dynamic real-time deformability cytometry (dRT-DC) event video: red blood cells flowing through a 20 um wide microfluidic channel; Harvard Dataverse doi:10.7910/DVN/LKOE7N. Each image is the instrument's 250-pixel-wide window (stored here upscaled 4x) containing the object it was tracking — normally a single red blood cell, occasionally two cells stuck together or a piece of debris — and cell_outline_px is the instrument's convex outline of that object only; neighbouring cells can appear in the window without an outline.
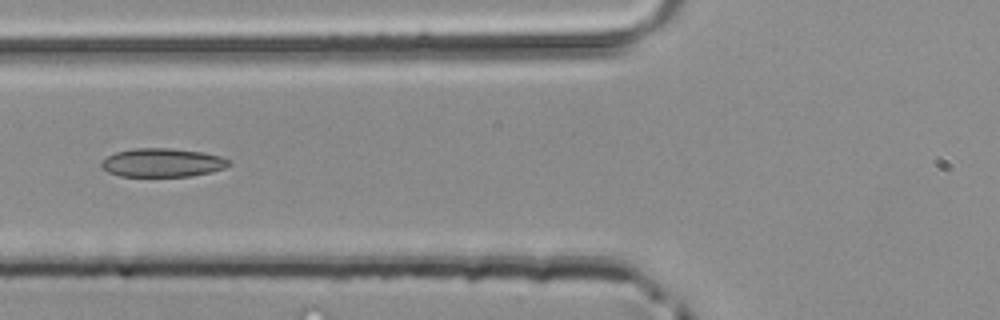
{"species": "common noctule bat (a hibernating species)", "species_latin": "Nyctalus noctula", "temperature_condition": "room temperature", "stored_images_in_passage": 10, "camera_frame_rate_fps": 3000, "um_per_image_px": 0.085, "animal": {"sex": "male", "body_mass_g": 20.4}, "frame": {"image": 1, "passage_image": 6, "time_ms": 1.667, "image_size_px": [1000, 320], "cell_outline_px": [[232, 160], [224, 168], [212, 172], [192, 176], [120, 176], [108, 172], [100, 168], [100, 164], [108, 156], [116, 152], [132, 148], [172, 148], [204, 152], [220, 156]], "centroid_in_image_um": [13.81, 13.82], "position_along_channel_um": 112.0, "area_um2": 21.39}}